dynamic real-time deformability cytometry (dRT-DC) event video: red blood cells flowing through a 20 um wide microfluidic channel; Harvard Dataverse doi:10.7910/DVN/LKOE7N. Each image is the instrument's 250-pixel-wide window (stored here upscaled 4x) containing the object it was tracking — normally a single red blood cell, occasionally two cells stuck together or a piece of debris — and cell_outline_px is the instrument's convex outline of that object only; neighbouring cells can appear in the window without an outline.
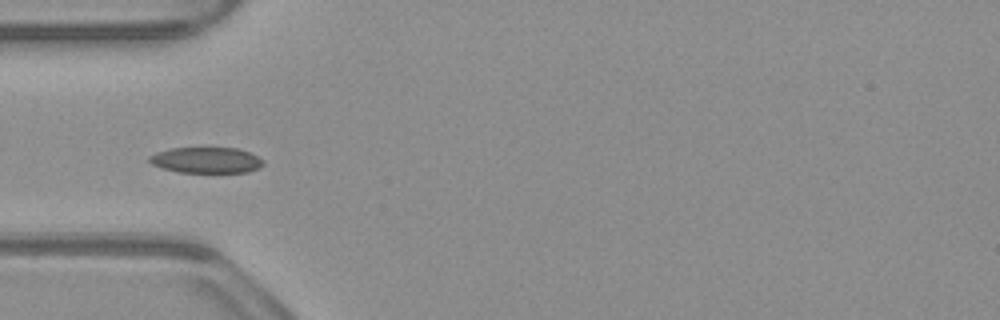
{"species": "common noctule bat (a hibernating species)", "species_latin": "Nyctalus noctula", "temperature_condition": "warm", "stored_images_in_passage": 11, "camera_frame_rate_fps": 3000, "um_per_image_px": 0.085, "animal": {"sex": "male", "body_mass_g": 23.1, "forearm_length_mm": 52.7}, "frame": {"image": 1, "passage_image": 4, "time_ms": 1.0, "image_size_px": [1000, 320], "cell_outline_px": [[264, 164], [248, 172], [180, 172], [164, 168], [152, 164], [148, 160], [148, 156], [156, 152], [172, 148], [236, 148], [248, 152], [264, 160]], "centroid_in_image_um": [17.51, 13.61], "position_along_channel_um": 67.5, "area_um2": 16.94}}